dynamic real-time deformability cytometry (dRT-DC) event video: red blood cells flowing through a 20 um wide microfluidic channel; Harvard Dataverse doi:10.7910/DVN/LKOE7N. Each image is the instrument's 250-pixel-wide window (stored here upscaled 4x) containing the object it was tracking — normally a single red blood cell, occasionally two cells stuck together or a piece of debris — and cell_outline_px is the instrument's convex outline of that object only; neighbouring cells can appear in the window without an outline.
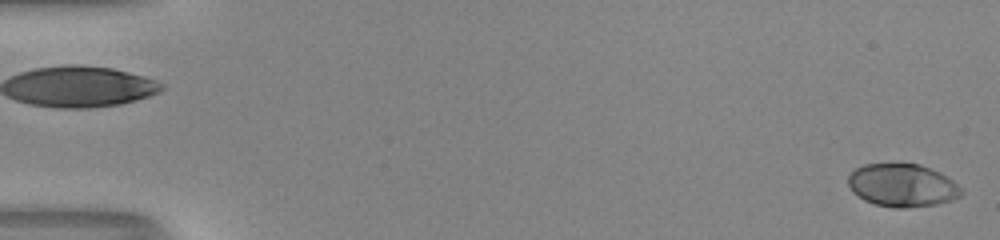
{"species": "human", "species_latin": "Homo sapiens", "temperature_condition": "room temperature", "stored_images_in_passage": 52, "camera_frame_rate_fps": 3000, "um_per_image_px": 0.085, "donor": {"sex": "male"}, "frame": {"image": 1, "passage_image": 1, "time_ms": 0.0, "image_size_px": [1000, 240], "cell_outline_px": [[964, 192], [960, 196], [952, 200], [936, 204], [908, 208], [896, 208], [876, 204], [864, 200], [852, 192], [848, 184], [848, 176], [856, 168], [864, 164], [920, 164], [940, 172], [952, 180]], "centroid_in_image_um": [76.69, 15.76], "position_along_channel_um": 8.3, "area_um2": 28.26}}
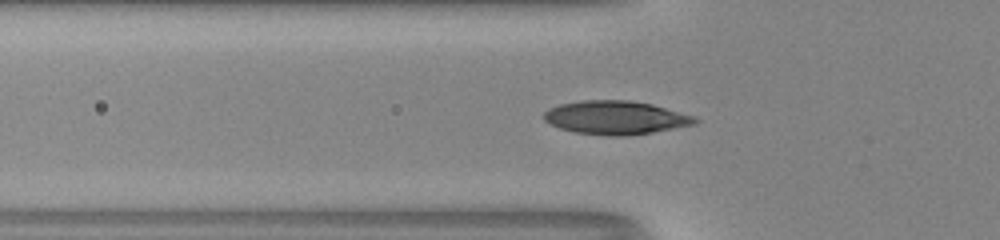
{"frame": {"image": 2, "passage_image": 19, "time_ms": 6.0, "image_size_px": [1000, 240], "cell_outline_px": [[700, 120], [696, 124], [652, 132], [624, 136], [608, 136], [572, 132], [560, 128], [544, 120], [544, 112], [548, 108], [560, 104], [580, 100], [628, 100], [652, 104], [696, 116]], "centroid_in_image_um": [52.34, 9.99], "position_along_channel_um": 73.5, "area_um2": 29.65}}
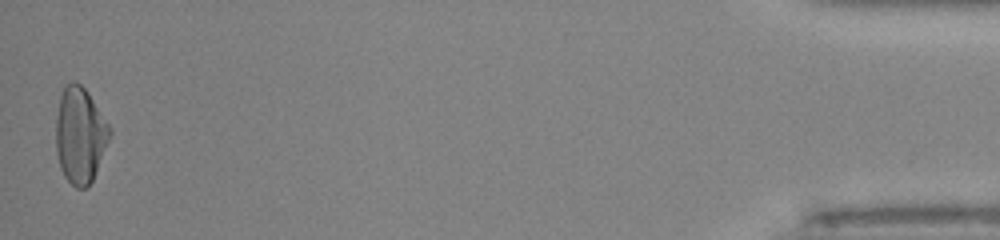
{"frame": {"image": 3, "passage_image": 52, "time_ms": 17.0, "image_size_px": [1000, 240], "cell_outline_px": [[112, 132], [92, 180], [84, 188], [76, 188], [64, 176], [60, 168], [56, 152], [56, 116], [60, 96], [64, 84], [72, 80], [76, 80], [88, 92], [112, 128]], "centroid_in_image_um": [6.79, 11.44], "position_along_channel_um": 428.4, "area_um2": 30.17}, "authors_computed_cell_mechanics": {"area_um2": 28.2064, "velocity_mm_per_s": 4.0648, "shape_relaxation_time_tau1_ms": 4.2609, "shape_relaxation_time_tau2_ms": null, "deformation_change_tau1": 0.2035, "deformation_change_tau2": null}}